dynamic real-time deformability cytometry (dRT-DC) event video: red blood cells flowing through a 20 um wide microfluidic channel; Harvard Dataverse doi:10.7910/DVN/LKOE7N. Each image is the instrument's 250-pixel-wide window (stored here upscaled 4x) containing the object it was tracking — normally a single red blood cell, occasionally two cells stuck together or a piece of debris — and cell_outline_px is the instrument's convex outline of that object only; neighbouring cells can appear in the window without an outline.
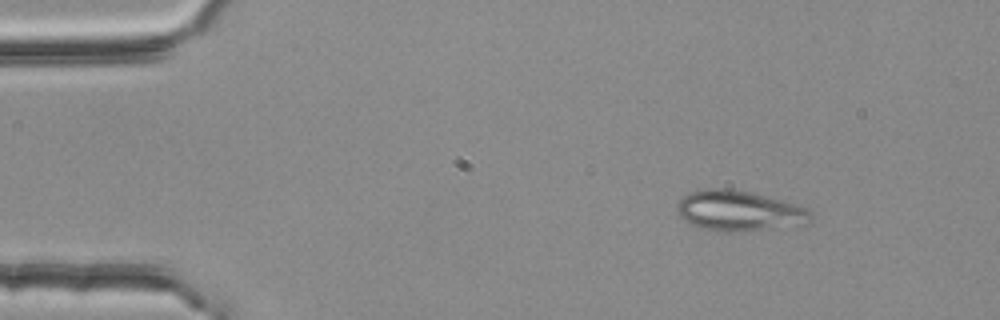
{"species": "common noctule bat (a hibernating species)", "species_latin": "Nyctalus noctula", "temperature_condition": "room temperature", "stored_images_in_passage": 3, "camera_frame_rate_fps": 3000, "um_per_image_px": 0.085, "animal": {"sex": "female", "body_mass_g": 25.1}, "frame": {"image": 1, "passage_image": 1, "time_ms": 0.0, "image_size_px": [1000, 320], "cell_outline_px": [[812, 216], [804, 224], [768, 228], [724, 232], [704, 228], [692, 224], [680, 216], [676, 212], [676, 204], [684, 196], [692, 192], [708, 188], [724, 188], [748, 192], [784, 200], [796, 204], [812, 212]], "centroid_in_image_um": [62.79, 17.9], "position_along_channel_um": 22.2, "area_um2": 30.75}}